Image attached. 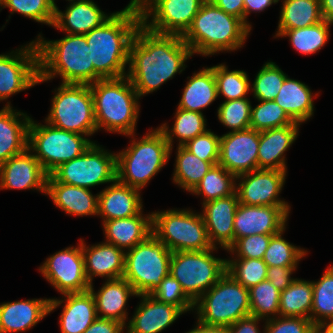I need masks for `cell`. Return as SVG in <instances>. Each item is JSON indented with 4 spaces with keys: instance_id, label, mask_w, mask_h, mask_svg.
Returning a JSON list of instances; mask_svg holds the SVG:
<instances>
[{
    "instance_id": "cell-1",
    "label": "cell",
    "mask_w": 333,
    "mask_h": 333,
    "mask_svg": "<svg viewBox=\"0 0 333 333\" xmlns=\"http://www.w3.org/2000/svg\"><path fill=\"white\" fill-rule=\"evenodd\" d=\"M192 55L180 35L154 33L141 24L130 44L126 76L141 97L181 73Z\"/></svg>"
},
{
    "instance_id": "cell-2",
    "label": "cell",
    "mask_w": 333,
    "mask_h": 333,
    "mask_svg": "<svg viewBox=\"0 0 333 333\" xmlns=\"http://www.w3.org/2000/svg\"><path fill=\"white\" fill-rule=\"evenodd\" d=\"M141 24L140 12L124 8L85 34L90 63L94 66V82L125 76L130 44Z\"/></svg>"
},
{
    "instance_id": "cell-3",
    "label": "cell",
    "mask_w": 333,
    "mask_h": 333,
    "mask_svg": "<svg viewBox=\"0 0 333 333\" xmlns=\"http://www.w3.org/2000/svg\"><path fill=\"white\" fill-rule=\"evenodd\" d=\"M250 30L240 18L206 0L181 37L193 54L208 56L240 48Z\"/></svg>"
},
{
    "instance_id": "cell-4",
    "label": "cell",
    "mask_w": 333,
    "mask_h": 333,
    "mask_svg": "<svg viewBox=\"0 0 333 333\" xmlns=\"http://www.w3.org/2000/svg\"><path fill=\"white\" fill-rule=\"evenodd\" d=\"M39 79L37 83L60 75L63 84L94 83V66L85 35L69 34L55 41L38 35Z\"/></svg>"
},
{
    "instance_id": "cell-5",
    "label": "cell",
    "mask_w": 333,
    "mask_h": 333,
    "mask_svg": "<svg viewBox=\"0 0 333 333\" xmlns=\"http://www.w3.org/2000/svg\"><path fill=\"white\" fill-rule=\"evenodd\" d=\"M90 89L97 131L105 127L109 132L134 136L140 97L129 78L100 79Z\"/></svg>"
},
{
    "instance_id": "cell-6",
    "label": "cell",
    "mask_w": 333,
    "mask_h": 333,
    "mask_svg": "<svg viewBox=\"0 0 333 333\" xmlns=\"http://www.w3.org/2000/svg\"><path fill=\"white\" fill-rule=\"evenodd\" d=\"M170 146L160 128L116 154L117 180L141 190L168 162Z\"/></svg>"
},
{
    "instance_id": "cell-7",
    "label": "cell",
    "mask_w": 333,
    "mask_h": 333,
    "mask_svg": "<svg viewBox=\"0 0 333 333\" xmlns=\"http://www.w3.org/2000/svg\"><path fill=\"white\" fill-rule=\"evenodd\" d=\"M194 304L197 306L198 321L209 326L228 328L250 315L248 288L238 283L228 272Z\"/></svg>"
},
{
    "instance_id": "cell-8",
    "label": "cell",
    "mask_w": 333,
    "mask_h": 333,
    "mask_svg": "<svg viewBox=\"0 0 333 333\" xmlns=\"http://www.w3.org/2000/svg\"><path fill=\"white\" fill-rule=\"evenodd\" d=\"M152 234L171 252L212 249L201 214L191 210L152 213Z\"/></svg>"
},
{
    "instance_id": "cell-9",
    "label": "cell",
    "mask_w": 333,
    "mask_h": 333,
    "mask_svg": "<svg viewBox=\"0 0 333 333\" xmlns=\"http://www.w3.org/2000/svg\"><path fill=\"white\" fill-rule=\"evenodd\" d=\"M127 251L123 278L137 295L150 294L170 274L172 252L153 234Z\"/></svg>"
},
{
    "instance_id": "cell-10",
    "label": "cell",
    "mask_w": 333,
    "mask_h": 333,
    "mask_svg": "<svg viewBox=\"0 0 333 333\" xmlns=\"http://www.w3.org/2000/svg\"><path fill=\"white\" fill-rule=\"evenodd\" d=\"M37 124L31 119L28 127V149L43 170L50 175L61 164L79 157L92 143L78 133L58 129L48 123Z\"/></svg>"
},
{
    "instance_id": "cell-11",
    "label": "cell",
    "mask_w": 333,
    "mask_h": 333,
    "mask_svg": "<svg viewBox=\"0 0 333 333\" xmlns=\"http://www.w3.org/2000/svg\"><path fill=\"white\" fill-rule=\"evenodd\" d=\"M57 91L46 123L80 135L95 133L97 126L90 85L62 83Z\"/></svg>"
},
{
    "instance_id": "cell-12",
    "label": "cell",
    "mask_w": 333,
    "mask_h": 333,
    "mask_svg": "<svg viewBox=\"0 0 333 333\" xmlns=\"http://www.w3.org/2000/svg\"><path fill=\"white\" fill-rule=\"evenodd\" d=\"M212 249L172 252L170 274L195 303L226 273V260L211 255Z\"/></svg>"
},
{
    "instance_id": "cell-13",
    "label": "cell",
    "mask_w": 333,
    "mask_h": 333,
    "mask_svg": "<svg viewBox=\"0 0 333 333\" xmlns=\"http://www.w3.org/2000/svg\"><path fill=\"white\" fill-rule=\"evenodd\" d=\"M51 175L58 182L86 189L114 182L117 179L116 154L93 142L79 157L61 164Z\"/></svg>"
},
{
    "instance_id": "cell-14",
    "label": "cell",
    "mask_w": 333,
    "mask_h": 333,
    "mask_svg": "<svg viewBox=\"0 0 333 333\" xmlns=\"http://www.w3.org/2000/svg\"><path fill=\"white\" fill-rule=\"evenodd\" d=\"M205 1L152 0L140 13L141 23L154 33L182 36ZM150 16L152 22L149 23Z\"/></svg>"
},
{
    "instance_id": "cell-15",
    "label": "cell",
    "mask_w": 333,
    "mask_h": 333,
    "mask_svg": "<svg viewBox=\"0 0 333 333\" xmlns=\"http://www.w3.org/2000/svg\"><path fill=\"white\" fill-rule=\"evenodd\" d=\"M13 53L0 54V101L38 84L39 54L36 41Z\"/></svg>"
},
{
    "instance_id": "cell-16",
    "label": "cell",
    "mask_w": 333,
    "mask_h": 333,
    "mask_svg": "<svg viewBox=\"0 0 333 333\" xmlns=\"http://www.w3.org/2000/svg\"><path fill=\"white\" fill-rule=\"evenodd\" d=\"M39 270L62 294L89 291L81 239L78 247H68L47 258Z\"/></svg>"
},
{
    "instance_id": "cell-17",
    "label": "cell",
    "mask_w": 333,
    "mask_h": 333,
    "mask_svg": "<svg viewBox=\"0 0 333 333\" xmlns=\"http://www.w3.org/2000/svg\"><path fill=\"white\" fill-rule=\"evenodd\" d=\"M287 171L256 169L236 176L241 179L235 189L239 203L249 206H289L278 198Z\"/></svg>"
},
{
    "instance_id": "cell-18",
    "label": "cell",
    "mask_w": 333,
    "mask_h": 333,
    "mask_svg": "<svg viewBox=\"0 0 333 333\" xmlns=\"http://www.w3.org/2000/svg\"><path fill=\"white\" fill-rule=\"evenodd\" d=\"M259 131L247 128L220 137L219 162L235 176L258 169Z\"/></svg>"
},
{
    "instance_id": "cell-19",
    "label": "cell",
    "mask_w": 333,
    "mask_h": 333,
    "mask_svg": "<svg viewBox=\"0 0 333 333\" xmlns=\"http://www.w3.org/2000/svg\"><path fill=\"white\" fill-rule=\"evenodd\" d=\"M289 206H249L239 203L234 217V243L242 237L275 235L285 228Z\"/></svg>"
},
{
    "instance_id": "cell-20",
    "label": "cell",
    "mask_w": 333,
    "mask_h": 333,
    "mask_svg": "<svg viewBox=\"0 0 333 333\" xmlns=\"http://www.w3.org/2000/svg\"><path fill=\"white\" fill-rule=\"evenodd\" d=\"M28 148L0 165V189H36L46 195L48 174Z\"/></svg>"
},
{
    "instance_id": "cell-21",
    "label": "cell",
    "mask_w": 333,
    "mask_h": 333,
    "mask_svg": "<svg viewBox=\"0 0 333 333\" xmlns=\"http://www.w3.org/2000/svg\"><path fill=\"white\" fill-rule=\"evenodd\" d=\"M239 204L237 193L203 204V220L210 244L228 250L234 244V217ZM216 243V244H215Z\"/></svg>"
},
{
    "instance_id": "cell-22",
    "label": "cell",
    "mask_w": 333,
    "mask_h": 333,
    "mask_svg": "<svg viewBox=\"0 0 333 333\" xmlns=\"http://www.w3.org/2000/svg\"><path fill=\"white\" fill-rule=\"evenodd\" d=\"M63 295L66 300L50 299L49 313L66 302L59 321L61 333H83L98 318L93 295L90 291Z\"/></svg>"
},
{
    "instance_id": "cell-23",
    "label": "cell",
    "mask_w": 333,
    "mask_h": 333,
    "mask_svg": "<svg viewBox=\"0 0 333 333\" xmlns=\"http://www.w3.org/2000/svg\"><path fill=\"white\" fill-rule=\"evenodd\" d=\"M138 297L142 301L128 322L127 333H160L183 313L178 307L160 302L149 294Z\"/></svg>"
},
{
    "instance_id": "cell-24",
    "label": "cell",
    "mask_w": 333,
    "mask_h": 333,
    "mask_svg": "<svg viewBox=\"0 0 333 333\" xmlns=\"http://www.w3.org/2000/svg\"><path fill=\"white\" fill-rule=\"evenodd\" d=\"M300 123L259 131L258 169L287 171L284 153L298 136Z\"/></svg>"
},
{
    "instance_id": "cell-25",
    "label": "cell",
    "mask_w": 333,
    "mask_h": 333,
    "mask_svg": "<svg viewBox=\"0 0 333 333\" xmlns=\"http://www.w3.org/2000/svg\"><path fill=\"white\" fill-rule=\"evenodd\" d=\"M84 255L85 275L90 284L92 276H102L108 280L123 278L125 270V252L113 244L104 242L86 247L81 239Z\"/></svg>"
},
{
    "instance_id": "cell-26",
    "label": "cell",
    "mask_w": 333,
    "mask_h": 333,
    "mask_svg": "<svg viewBox=\"0 0 333 333\" xmlns=\"http://www.w3.org/2000/svg\"><path fill=\"white\" fill-rule=\"evenodd\" d=\"M141 200L138 189L124 185L116 179L98 194L97 215H101L103 221L138 215L142 210Z\"/></svg>"
},
{
    "instance_id": "cell-27",
    "label": "cell",
    "mask_w": 333,
    "mask_h": 333,
    "mask_svg": "<svg viewBox=\"0 0 333 333\" xmlns=\"http://www.w3.org/2000/svg\"><path fill=\"white\" fill-rule=\"evenodd\" d=\"M50 299H32L0 305V333L29 330L49 314Z\"/></svg>"
},
{
    "instance_id": "cell-28",
    "label": "cell",
    "mask_w": 333,
    "mask_h": 333,
    "mask_svg": "<svg viewBox=\"0 0 333 333\" xmlns=\"http://www.w3.org/2000/svg\"><path fill=\"white\" fill-rule=\"evenodd\" d=\"M46 194L67 214L87 216L98 213V194L94 197L89 189L58 182L51 174L47 177Z\"/></svg>"
},
{
    "instance_id": "cell-29",
    "label": "cell",
    "mask_w": 333,
    "mask_h": 333,
    "mask_svg": "<svg viewBox=\"0 0 333 333\" xmlns=\"http://www.w3.org/2000/svg\"><path fill=\"white\" fill-rule=\"evenodd\" d=\"M111 15L104 14L93 1H75L67 7L65 13L55 6L52 26L69 34L85 35L92 29L101 26Z\"/></svg>"
},
{
    "instance_id": "cell-30",
    "label": "cell",
    "mask_w": 333,
    "mask_h": 333,
    "mask_svg": "<svg viewBox=\"0 0 333 333\" xmlns=\"http://www.w3.org/2000/svg\"><path fill=\"white\" fill-rule=\"evenodd\" d=\"M30 121L27 114L16 112L9 102L0 110V165L28 148Z\"/></svg>"
},
{
    "instance_id": "cell-31",
    "label": "cell",
    "mask_w": 333,
    "mask_h": 333,
    "mask_svg": "<svg viewBox=\"0 0 333 333\" xmlns=\"http://www.w3.org/2000/svg\"><path fill=\"white\" fill-rule=\"evenodd\" d=\"M90 284L89 291L94 297L97 316L100 318L113 319L126 325L127 312L125 306L128 298L138 296L133 286L124 278L106 281L96 293ZM102 314V315H99Z\"/></svg>"
},
{
    "instance_id": "cell-32",
    "label": "cell",
    "mask_w": 333,
    "mask_h": 333,
    "mask_svg": "<svg viewBox=\"0 0 333 333\" xmlns=\"http://www.w3.org/2000/svg\"><path fill=\"white\" fill-rule=\"evenodd\" d=\"M142 211L129 218L103 221L106 242L120 249H132L152 234V214L142 216Z\"/></svg>"
},
{
    "instance_id": "cell-33",
    "label": "cell",
    "mask_w": 333,
    "mask_h": 333,
    "mask_svg": "<svg viewBox=\"0 0 333 333\" xmlns=\"http://www.w3.org/2000/svg\"><path fill=\"white\" fill-rule=\"evenodd\" d=\"M313 95L304 83L286 76L280 91L274 101L298 123H303L313 115Z\"/></svg>"
},
{
    "instance_id": "cell-34",
    "label": "cell",
    "mask_w": 333,
    "mask_h": 333,
    "mask_svg": "<svg viewBox=\"0 0 333 333\" xmlns=\"http://www.w3.org/2000/svg\"><path fill=\"white\" fill-rule=\"evenodd\" d=\"M217 97L214 66L207 67L194 73L186 83L177 108L202 113L201 109L210 105Z\"/></svg>"
},
{
    "instance_id": "cell-35",
    "label": "cell",
    "mask_w": 333,
    "mask_h": 333,
    "mask_svg": "<svg viewBox=\"0 0 333 333\" xmlns=\"http://www.w3.org/2000/svg\"><path fill=\"white\" fill-rule=\"evenodd\" d=\"M278 31L309 27L323 21L320 0H284Z\"/></svg>"
},
{
    "instance_id": "cell-36",
    "label": "cell",
    "mask_w": 333,
    "mask_h": 333,
    "mask_svg": "<svg viewBox=\"0 0 333 333\" xmlns=\"http://www.w3.org/2000/svg\"><path fill=\"white\" fill-rule=\"evenodd\" d=\"M313 298L312 282L295 279L280 292L279 316L304 317L311 320Z\"/></svg>"
},
{
    "instance_id": "cell-37",
    "label": "cell",
    "mask_w": 333,
    "mask_h": 333,
    "mask_svg": "<svg viewBox=\"0 0 333 333\" xmlns=\"http://www.w3.org/2000/svg\"><path fill=\"white\" fill-rule=\"evenodd\" d=\"M173 181L184 190L192 192L213 166L192 154L184 146L177 148Z\"/></svg>"
},
{
    "instance_id": "cell-38",
    "label": "cell",
    "mask_w": 333,
    "mask_h": 333,
    "mask_svg": "<svg viewBox=\"0 0 333 333\" xmlns=\"http://www.w3.org/2000/svg\"><path fill=\"white\" fill-rule=\"evenodd\" d=\"M165 134L166 140L170 146V154L172 151L173 137L179 139V146H183L189 140L194 139L197 135L203 134L206 129V120L203 113L189 111L185 109L177 108L175 114V122L173 127L169 129L167 124H163L159 127Z\"/></svg>"
},
{
    "instance_id": "cell-39",
    "label": "cell",
    "mask_w": 333,
    "mask_h": 333,
    "mask_svg": "<svg viewBox=\"0 0 333 333\" xmlns=\"http://www.w3.org/2000/svg\"><path fill=\"white\" fill-rule=\"evenodd\" d=\"M330 25L332 24L324 19L309 27L277 31L276 37L288 36L296 51L305 55L313 54L319 51L328 41Z\"/></svg>"
},
{
    "instance_id": "cell-40",
    "label": "cell",
    "mask_w": 333,
    "mask_h": 333,
    "mask_svg": "<svg viewBox=\"0 0 333 333\" xmlns=\"http://www.w3.org/2000/svg\"><path fill=\"white\" fill-rule=\"evenodd\" d=\"M236 176L217 164L210 168L200 183L191 192L204 196L203 204L235 193ZM235 182V183H234Z\"/></svg>"
},
{
    "instance_id": "cell-41",
    "label": "cell",
    "mask_w": 333,
    "mask_h": 333,
    "mask_svg": "<svg viewBox=\"0 0 333 333\" xmlns=\"http://www.w3.org/2000/svg\"><path fill=\"white\" fill-rule=\"evenodd\" d=\"M311 321L318 328L327 319L333 318V266L318 282H313Z\"/></svg>"
},
{
    "instance_id": "cell-42",
    "label": "cell",
    "mask_w": 333,
    "mask_h": 333,
    "mask_svg": "<svg viewBox=\"0 0 333 333\" xmlns=\"http://www.w3.org/2000/svg\"><path fill=\"white\" fill-rule=\"evenodd\" d=\"M250 315L261 319L278 315L280 291L267 279L249 289ZM270 314V315H269ZM269 315V316H268Z\"/></svg>"
},
{
    "instance_id": "cell-43",
    "label": "cell",
    "mask_w": 333,
    "mask_h": 333,
    "mask_svg": "<svg viewBox=\"0 0 333 333\" xmlns=\"http://www.w3.org/2000/svg\"><path fill=\"white\" fill-rule=\"evenodd\" d=\"M214 76L217 84V95L222 94L226 101L246 98L250 83L243 70L229 71L223 64L214 66Z\"/></svg>"
},
{
    "instance_id": "cell-44",
    "label": "cell",
    "mask_w": 333,
    "mask_h": 333,
    "mask_svg": "<svg viewBox=\"0 0 333 333\" xmlns=\"http://www.w3.org/2000/svg\"><path fill=\"white\" fill-rule=\"evenodd\" d=\"M285 229L273 235L270 239L263 257L267 266L297 267V262L306 255L307 251L290 244L282 238Z\"/></svg>"
},
{
    "instance_id": "cell-45",
    "label": "cell",
    "mask_w": 333,
    "mask_h": 333,
    "mask_svg": "<svg viewBox=\"0 0 333 333\" xmlns=\"http://www.w3.org/2000/svg\"><path fill=\"white\" fill-rule=\"evenodd\" d=\"M293 123L294 121L274 100L260 101L255 108L251 107L250 128L256 131L284 127Z\"/></svg>"
},
{
    "instance_id": "cell-46",
    "label": "cell",
    "mask_w": 333,
    "mask_h": 333,
    "mask_svg": "<svg viewBox=\"0 0 333 333\" xmlns=\"http://www.w3.org/2000/svg\"><path fill=\"white\" fill-rule=\"evenodd\" d=\"M267 269L268 266L263 259L226 260V272L248 289L266 280Z\"/></svg>"
},
{
    "instance_id": "cell-47",
    "label": "cell",
    "mask_w": 333,
    "mask_h": 333,
    "mask_svg": "<svg viewBox=\"0 0 333 333\" xmlns=\"http://www.w3.org/2000/svg\"><path fill=\"white\" fill-rule=\"evenodd\" d=\"M286 76L274 62H267L257 73L252 84L254 97L258 101L274 100Z\"/></svg>"
},
{
    "instance_id": "cell-48",
    "label": "cell",
    "mask_w": 333,
    "mask_h": 333,
    "mask_svg": "<svg viewBox=\"0 0 333 333\" xmlns=\"http://www.w3.org/2000/svg\"><path fill=\"white\" fill-rule=\"evenodd\" d=\"M0 6L49 26L54 22L55 0H0Z\"/></svg>"
},
{
    "instance_id": "cell-49",
    "label": "cell",
    "mask_w": 333,
    "mask_h": 333,
    "mask_svg": "<svg viewBox=\"0 0 333 333\" xmlns=\"http://www.w3.org/2000/svg\"><path fill=\"white\" fill-rule=\"evenodd\" d=\"M251 107L248 98L224 101L218 108V119L232 132L250 128Z\"/></svg>"
},
{
    "instance_id": "cell-50",
    "label": "cell",
    "mask_w": 333,
    "mask_h": 333,
    "mask_svg": "<svg viewBox=\"0 0 333 333\" xmlns=\"http://www.w3.org/2000/svg\"><path fill=\"white\" fill-rule=\"evenodd\" d=\"M149 295L160 302L178 307L183 313L195 308L194 302L185 294L181 284L171 274L167 275Z\"/></svg>"
},
{
    "instance_id": "cell-51",
    "label": "cell",
    "mask_w": 333,
    "mask_h": 333,
    "mask_svg": "<svg viewBox=\"0 0 333 333\" xmlns=\"http://www.w3.org/2000/svg\"><path fill=\"white\" fill-rule=\"evenodd\" d=\"M183 146L192 154L203 161L210 162L213 166L219 162L220 137L210 130L197 135Z\"/></svg>"
},
{
    "instance_id": "cell-52",
    "label": "cell",
    "mask_w": 333,
    "mask_h": 333,
    "mask_svg": "<svg viewBox=\"0 0 333 333\" xmlns=\"http://www.w3.org/2000/svg\"><path fill=\"white\" fill-rule=\"evenodd\" d=\"M273 235L255 234L239 238L228 251L236 252L237 258L263 259Z\"/></svg>"
},
{
    "instance_id": "cell-53",
    "label": "cell",
    "mask_w": 333,
    "mask_h": 333,
    "mask_svg": "<svg viewBox=\"0 0 333 333\" xmlns=\"http://www.w3.org/2000/svg\"><path fill=\"white\" fill-rule=\"evenodd\" d=\"M264 333H314L317 327L309 318L283 317L269 318Z\"/></svg>"
},
{
    "instance_id": "cell-54",
    "label": "cell",
    "mask_w": 333,
    "mask_h": 333,
    "mask_svg": "<svg viewBox=\"0 0 333 333\" xmlns=\"http://www.w3.org/2000/svg\"><path fill=\"white\" fill-rule=\"evenodd\" d=\"M295 269L296 267L268 266L266 279L282 292L295 280L290 277Z\"/></svg>"
},
{
    "instance_id": "cell-55",
    "label": "cell",
    "mask_w": 333,
    "mask_h": 333,
    "mask_svg": "<svg viewBox=\"0 0 333 333\" xmlns=\"http://www.w3.org/2000/svg\"><path fill=\"white\" fill-rule=\"evenodd\" d=\"M124 327L119 321L98 317L83 333H122Z\"/></svg>"
},
{
    "instance_id": "cell-56",
    "label": "cell",
    "mask_w": 333,
    "mask_h": 333,
    "mask_svg": "<svg viewBox=\"0 0 333 333\" xmlns=\"http://www.w3.org/2000/svg\"><path fill=\"white\" fill-rule=\"evenodd\" d=\"M260 320L253 315L243 317L228 327V333H260L257 326Z\"/></svg>"
},
{
    "instance_id": "cell-57",
    "label": "cell",
    "mask_w": 333,
    "mask_h": 333,
    "mask_svg": "<svg viewBox=\"0 0 333 333\" xmlns=\"http://www.w3.org/2000/svg\"><path fill=\"white\" fill-rule=\"evenodd\" d=\"M227 14L240 18L244 22V0H207Z\"/></svg>"
},
{
    "instance_id": "cell-58",
    "label": "cell",
    "mask_w": 333,
    "mask_h": 333,
    "mask_svg": "<svg viewBox=\"0 0 333 333\" xmlns=\"http://www.w3.org/2000/svg\"><path fill=\"white\" fill-rule=\"evenodd\" d=\"M279 0H244V23L251 29L247 16L251 11L260 12Z\"/></svg>"
},
{
    "instance_id": "cell-59",
    "label": "cell",
    "mask_w": 333,
    "mask_h": 333,
    "mask_svg": "<svg viewBox=\"0 0 333 333\" xmlns=\"http://www.w3.org/2000/svg\"><path fill=\"white\" fill-rule=\"evenodd\" d=\"M187 333H228V328L220 326H209L198 321L196 327Z\"/></svg>"
},
{
    "instance_id": "cell-60",
    "label": "cell",
    "mask_w": 333,
    "mask_h": 333,
    "mask_svg": "<svg viewBox=\"0 0 333 333\" xmlns=\"http://www.w3.org/2000/svg\"><path fill=\"white\" fill-rule=\"evenodd\" d=\"M320 7L323 18L333 24V0H320Z\"/></svg>"
},
{
    "instance_id": "cell-61",
    "label": "cell",
    "mask_w": 333,
    "mask_h": 333,
    "mask_svg": "<svg viewBox=\"0 0 333 333\" xmlns=\"http://www.w3.org/2000/svg\"><path fill=\"white\" fill-rule=\"evenodd\" d=\"M151 1L152 0H131L125 9L134 10L141 13Z\"/></svg>"
},
{
    "instance_id": "cell-62",
    "label": "cell",
    "mask_w": 333,
    "mask_h": 333,
    "mask_svg": "<svg viewBox=\"0 0 333 333\" xmlns=\"http://www.w3.org/2000/svg\"><path fill=\"white\" fill-rule=\"evenodd\" d=\"M321 333H333V318L327 319L317 328Z\"/></svg>"
},
{
    "instance_id": "cell-63",
    "label": "cell",
    "mask_w": 333,
    "mask_h": 333,
    "mask_svg": "<svg viewBox=\"0 0 333 333\" xmlns=\"http://www.w3.org/2000/svg\"><path fill=\"white\" fill-rule=\"evenodd\" d=\"M68 1L75 2V0H68ZM79 1H92V0H77V2Z\"/></svg>"
}]
</instances>
